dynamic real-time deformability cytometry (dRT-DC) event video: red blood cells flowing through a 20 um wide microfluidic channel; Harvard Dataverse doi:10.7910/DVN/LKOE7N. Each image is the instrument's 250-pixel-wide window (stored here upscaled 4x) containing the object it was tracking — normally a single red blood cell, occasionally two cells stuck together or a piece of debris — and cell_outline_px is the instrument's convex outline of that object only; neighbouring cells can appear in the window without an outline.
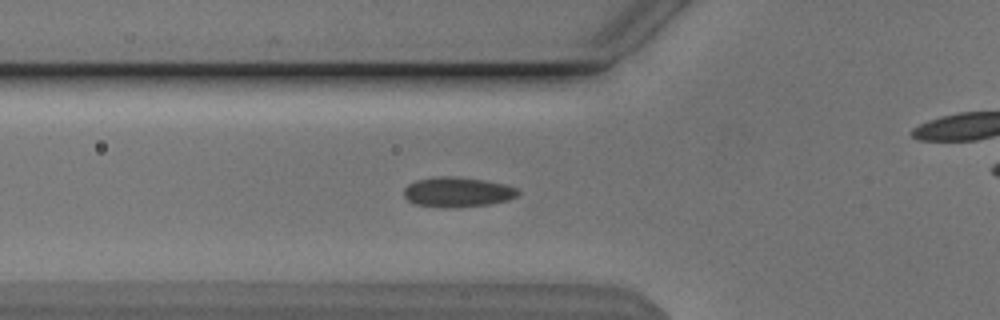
{"species": "Egyptian fruit bat (a non-hibernating species)", "species_latin": "Rousettus aegyptiacus", "temperature_condition": "cold", "stored_images_in_passage": 47, "camera_frame_rate_fps": 3000, "um_per_image_px": 0.085, "animal": {"sex": "male"}, "frame": {"image": 1, "passage_image": 12, "time_ms": 3.667, "image_size_px": [1000, 320], "cell_outline_px": [[520, 192], [516, 196], [508, 200], [492, 204], [452, 208], [444, 208], [416, 204], [408, 200], [404, 196], [404, 188], [408, 184], [416, 180], [440, 176], [456, 176], [484, 180], [504, 184], [516, 188]], "centroid_in_image_um": [38.88, 16.33], "position_along_channel_um": 86.9, "area_um2": 20.0}}
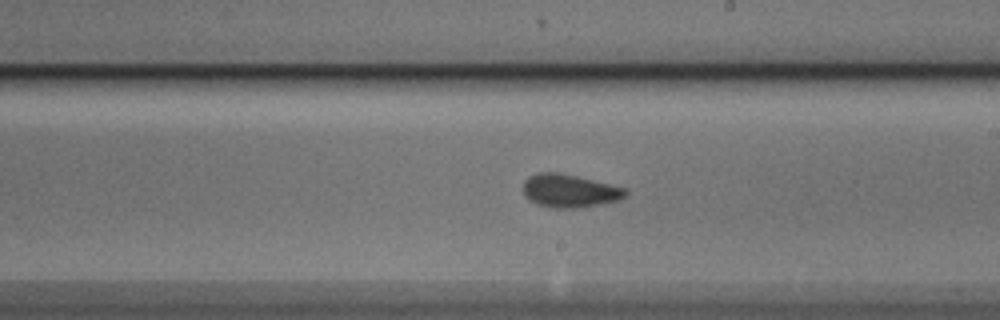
{"frame": {"image": 2, "passage_image": 24, "time_ms": 7.667, "image_size_px": [1000, 320], "cell_outline_px": [[628, 196], [620, 200], [580, 208], [552, 208], [536, 204], [528, 200], [524, 196], [524, 180], [540, 172], [560, 172], [624, 188], [628, 192]], "centroid_in_image_um": [48.41, 16.24], "position_along_channel_um": 240.6, "area_um2": 19.77}}
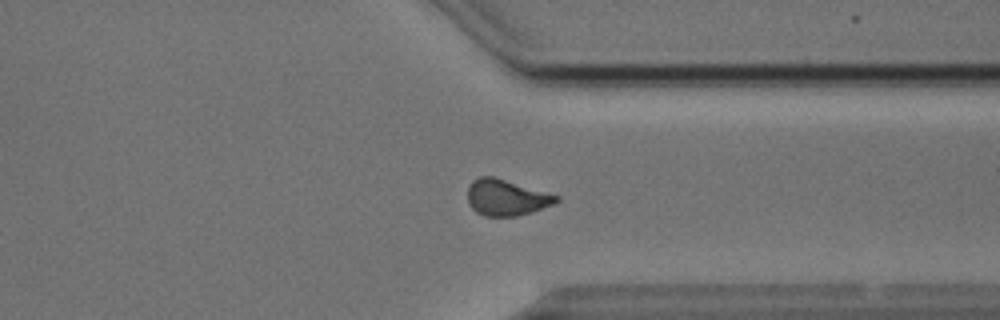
{"frame": {"image": 3, "passage_image": 34, "time_ms": 11.0, "image_size_px": [1000, 320], "cell_outline_px": [[560, 200], [556, 204], [532, 212], [516, 216], [484, 216], [476, 212], [468, 204], [468, 188], [472, 180], [480, 176], [492, 176], [560, 196]], "centroid_in_image_um": [43.05, 16.8], "position_along_channel_um": 368.4, "area_um2": 18.73}, "authors_computed_cell_mechanics": {"area_um2": 19.3052, "velocity_mm_per_s": 3.8407, "shape_relaxation_time_tau1_ms": 3.4438, "shape_relaxation_time_tau2_ms": 1.4904, "deformation_change_tau1": 0.0713, "deformation_change_tau2": 0.058}}